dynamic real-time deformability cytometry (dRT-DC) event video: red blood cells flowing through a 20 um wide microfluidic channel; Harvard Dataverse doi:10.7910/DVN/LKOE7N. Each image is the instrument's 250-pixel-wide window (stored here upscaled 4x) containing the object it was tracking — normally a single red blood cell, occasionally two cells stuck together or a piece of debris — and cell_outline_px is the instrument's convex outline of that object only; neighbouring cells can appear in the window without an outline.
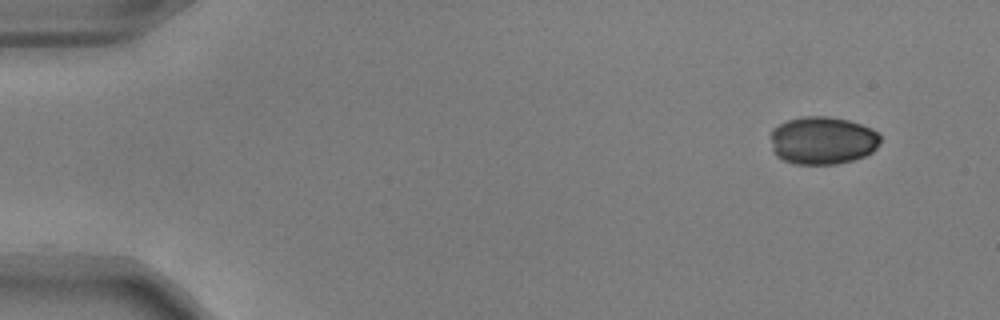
{"species": "common noctule bat (a hibernating species)", "species_latin": "Nyctalus noctula", "temperature_condition": "warm", "stored_images_in_passage": 51, "camera_frame_rate_fps": 3000, "um_per_image_px": 0.085, "animal": {"sex": "male", "body_mass_g": 17.9, "forearm_length_mm": 54.2}, "frame": {"image": 1, "passage_image": 1, "time_ms": 0.0, "image_size_px": [1000, 320], "cell_outline_px": [[880, 144], [872, 152], [864, 156], [852, 160], [836, 164], [792, 164], [776, 156], [772, 152], [772, 128], [788, 120], [804, 116], [828, 116], [848, 120], [872, 128], [880, 136]], "centroid_in_image_um": [69.91, 11.94], "position_along_channel_um": 15.1, "area_um2": 30.69}}
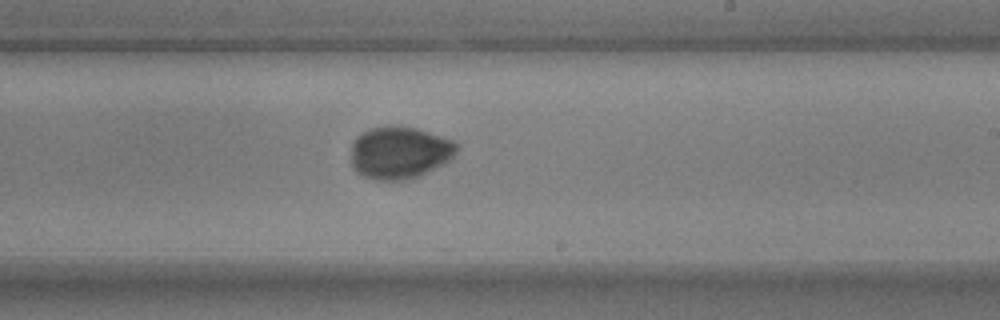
{"frame": {"image": 2, "passage_image": 29, "time_ms": 9.333, "image_size_px": [1000, 320], "cell_outline_px": [[460, 144], [456, 152], [444, 164], [412, 180], [372, 180], [356, 172], [352, 168], [352, 144], [356, 136], [372, 128], [416, 128], [452, 140]], "centroid_in_image_um": [33.97, 13.02], "position_along_channel_um": 255.0, "area_um2": 31.96}}
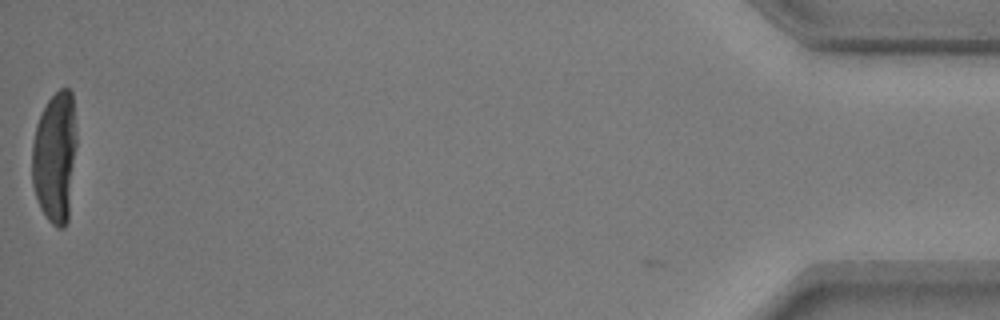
{"frame": {"image": 3, "passage_image": 50, "time_ms": 16.333, "image_size_px": [1000, 320], "cell_outline_px": [[76, 144], [68, 220], [64, 228], [56, 228], [48, 220], [40, 208], [32, 184], [32, 144], [36, 124], [40, 112], [48, 100], [60, 88], [68, 88], [72, 92], [76, 136]], "centroid_in_image_um": [4.66, 13.35], "position_along_channel_um": 430.5, "area_um2": 34.28}}